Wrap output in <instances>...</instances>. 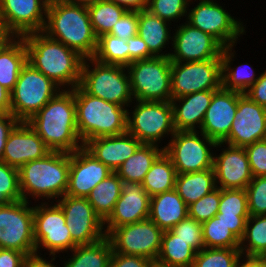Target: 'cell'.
Instances as JSON below:
<instances>
[{
  "mask_svg": "<svg viewBox=\"0 0 266 267\" xmlns=\"http://www.w3.org/2000/svg\"><path fill=\"white\" fill-rule=\"evenodd\" d=\"M27 123L51 151L72 153L83 147L77 124L74 89H62Z\"/></svg>",
  "mask_w": 266,
  "mask_h": 267,
  "instance_id": "6da1fadb",
  "label": "cell"
},
{
  "mask_svg": "<svg viewBox=\"0 0 266 267\" xmlns=\"http://www.w3.org/2000/svg\"><path fill=\"white\" fill-rule=\"evenodd\" d=\"M23 38L27 62L35 69L62 89H74L80 84L84 58L76 51L43 32L28 33Z\"/></svg>",
  "mask_w": 266,
  "mask_h": 267,
  "instance_id": "7a4b0ae2",
  "label": "cell"
},
{
  "mask_svg": "<svg viewBox=\"0 0 266 267\" xmlns=\"http://www.w3.org/2000/svg\"><path fill=\"white\" fill-rule=\"evenodd\" d=\"M43 33L62 42L84 59L95 55L98 38L92 29L86 6L70 4L64 0L49 2Z\"/></svg>",
  "mask_w": 266,
  "mask_h": 267,
  "instance_id": "3957f363",
  "label": "cell"
},
{
  "mask_svg": "<svg viewBox=\"0 0 266 267\" xmlns=\"http://www.w3.org/2000/svg\"><path fill=\"white\" fill-rule=\"evenodd\" d=\"M69 168L70 153L60 151H51L44 158L24 164L18 169L22 199L28 202L33 197L49 202L63 197L68 187Z\"/></svg>",
  "mask_w": 266,
  "mask_h": 267,
  "instance_id": "277c9868",
  "label": "cell"
},
{
  "mask_svg": "<svg viewBox=\"0 0 266 267\" xmlns=\"http://www.w3.org/2000/svg\"><path fill=\"white\" fill-rule=\"evenodd\" d=\"M74 101L78 134L83 144L97 137L127 132V107L90 95L80 85L74 88Z\"/></svg>",
  "mask_w": 266,
  "mask_h": 267,
  "instance_id": "5b68a950",
  "label": "cell"
},
{
  "mask_svg": "<svg viewBox=\"0 0 266 267\" xmlns=\"http://www.w3.org/2000/svg\"><path fill=\"white\" fill-rule=\"evenodd\" d=\"M79 85L88 94L119 106L130 107L134 102L126 66L103 64L94 58H86Z\"/></svg>",
  "mask_w": 266,
  "mask_h": 267,
  "instance_id": "8992f818",
  "label": "cell"
},
{
  "mask_svg": "<svg viewBox=\"0 0 266 267\" xmlns=\"http://www.w3.org/2000/svg\"><path fill=\"white\" fill-rule=\"evenodd\" d=\"M61 90L51 79L27 62L10 92V113L20 122H27Z\"/></svg>",
  "mask_w": 266,
  "mask_h": 267,
  "instance_id": "52a82bcc",
  "label": "cell"
},
{
  "mask_svg": "<svg viewBox=\"0 0 266 267\" xmlns=\"http://www.w3.org/2000/svg\"><path fill=\"white\" fill-rule=\"evenodd\" d=\"M200 133V135H199ZM164 145V153L171 159L177 174L200 172L213 168L212 148L225 147L216 143L202 132L176 131Z\"/></svg>",
  "mask_w": 266,
  "mask_h": 267,
  "instance_id": "ba28073f",
  "label": "cell"
},
{
  "mask_svg": "<svg viewBox=\"0 0 266 267\" xmlns=\"http://www.w3.org/2000/svg\"><path fill=\"white\" fill-rule=\"evenodd\" d=\"M135 101L133 110L127 108V132L142 144L155 145L166 134L169 137L175 134L171 101Z\"/></svg>",
  "mask_w": 266,
  "mask_h": 267,
  "instance_id": "9c48e42d",
  "label": "cell"
},
{
  "mask_svg": "<svg viewBox=\"0 0 266 267\" xmlns=\"http://www.w3.org/2000/svg\"><path fill=\"white\" fill-rule=\"evenodd\" d=\"M171 64L169 57H151L128 65L134 101H171Z\"/></svg>",
  "mask_w": 266,
  "mask_h": 267,
  "instance_id": "30bf717a",
  "label": "cell"
},
{
  "mask_svg": "<svg viewBox=\"0 0 266 267\" xmlns=\"http://www.w3.org/2000/svg\"><path fill=\"white\" fill-rule=\"evenodd\" d=\"M35 254L40 248L46 249L50 256L73 250L77 244L72 240L61 207L48 202L33 206ZM63 251V252H62Z\"/></svg>",
  "mask_w": 266,
  "mask_h": 267,
  "instance_id": "8fae6325",
  "label": "cell"
},
{
  "mask_svg": "<svg viewBox=\"0 0 266 267\" xmlns=\"http://www.w3.org/2000/svg\"><path fill=\"white\" fill-rule=\"evenodd\" d=\"M20 200L0 205V248L35 254L33 205Z\"/></svg>",
  "mask_w": 266,
  "mask_h": 267,
  "instance_id": "7c38bea8",
  "label": "cell"
},
{
  "mask_svg": "<svg viewBox=\"0 0 266 267\" xmlns=\"http://www.w3.org/2000/svg\"><path fill=\"white\" fill-rule=\"evenodd\" d=\"M192 7L188 9L186 21L214 37L224 48L236 46L239 37L246 33L244 23L231 16L216 0H199Z\"/></svg>",
  "mask_w": 266,
  "mask_h": 267,
  "instance_id": "4fadbf2b",
  "label": "cell"
},
{
  "mask_svg": "<svg viewBox=\"0 0 266 267\" xmlns=\"http://www.w3.org/2000/svg\"><path fill=\"white\" fill-rule=\"evenodd\" d=\"M221 87V59L171 64L172 99L205 90H218Z\"/></svg>",
  "mask_w": 266,
  "mask_h": 267,
  "instance_id": "5bb4252c",
  "label": "cell"
},
{
  "mask_svg": "<svg viewBox=\"0 0 266 267\" xmlns=\"http://www.w3.org/2000/svg\"><path fill=\"white\" fill-rule=\"evenodd\" d=\"M163 230L151 219L114 228L107 237L113 252L125 255L157 259L162 242Z\"/></svg>",
  "mask_w": 266,
  "mask_h": 267,
  "instance_id": "9a60e30c",
  "label": "cell"
},
{
  "mask_svg": "<svg viewBox=\"0 0 266 267\" xmlns=\"http://www.w3.org/2000/svg\"><path fill=\"white\" fill-rule=\"evenodd\" d=\"M55 202L61 207L71 238L77 245L92 244L106 236L104 221L86 197L64 195Z\"/></svg>",
  "mask_w": 266,
  "mask_h": 267,
  "instance_id": "2e32d148",
  "label": "cell"
},
{
  "mask_svg": "<svg viewBox=\"0 0 266 267\" xmlns=\"http://www.w3.org/2000/svg\"><path fill=\"white\" fill-rule=\"evenodd\" d=\"M172 37L171 62H196L221 59L223 46L211 35L187 21L179 24Z\"/></svg>",
  "mask_w": 266,
  "mask_h": 267,
  "instance_id": "e0dca14e",
  "label": "cell"
},
{
  "mask_svg": "<svg viewBox=\"0 0 266 267\" xmlns=\"http://www.w3.org/2000/svg\"><path fill=\"white\" fill-rule=\"evenodd\" d=\"M48 2L46 0H0V21L14 37L43 32Z\"/></svg>",
  "mask_w": 266,
  "mask_h": 267,
  "instance_id": "ac0fdd59",
  "label": "cell"
},
{
  "mask_svg": "<svg viewBox=\"0 0 266 267\" xmlns=\"http://www.w3.org/2000/svg\"><path fill=\"white\" fill-rule=\"evenodd\" d=\"M234 118L224 144L244 148L266 139V108L253 102L246 94L238 99Z\"/></svg>",
  "mask_w": 266,
  "mask_h": 267,
  "instance_id": "d6986e66",
  "label": "cell"
},
{
  "mask_svg": "<svg viewBox=\"0 0 266 267\" xmlns=\"http://www.w3.org/2000/svg\"><path fill=\"white\" fill-rule=\"evenodd\" d=\"M113 171L84 146L70 153L68 187L65 195L87 197L95 186Z\"/></svg>",
  "mask_w": 266,
  "mask_h": 267,
  "instance_id": "ffe728a7",
  "label": "cell"
},
{
  "mask_svg": "<svg viewBox=\"0 0 266 267\" xmlns=\"http://www.w3.org/2000/svg\"><path fill=\"white\" fill-rule=\"evenodd\" d=\"M150 196L140 182L123 181L121 195L113 212L104 221L106 236L116 227L136 223L149 217Z\"/></svg>",
  "mask_w": 266,
  "mask_h": 267,
  "instance_id": "44dd1931",
  "label": "cell"
},
{
  "mask_svg": "<svg viewBox=\"0 0 266 267\" xmlns=\"http://www.w3.org/2000/svg\"><path fill=\"white\" fill-rule=\"evenodd\" d=\"M242 93L226 90L223 87L213 93L199 132L216 143L223 142L230 133L237 112L238 99Z\"/></svg>",
  "mask_w": 266,
  "mask_h": 267,
  "instance_id": "7402d4cb",
  "label": "cell"
},
{
  "mask_svg": "<svg viewBox=\"0 0 266 267\" xmlns=\"http://www.w3.org/2000/svg\"><path fill=\"white\" fill-rule=\"evenodd\" d=\"M50 152L27 122H19L8 135L1 161L19 169L29 161L44 158Z\"/></svg>",
  "mask_w": 266,
  "mask_h": 267,
  "instance_id": "603a6c76",
  "label": "cell"
},
{
  "mask_svg": "<svg viewBox=\"0 0 266 267\" xmlns=\"http://www.w3.org/2000/svg\"><path fill=\"white\" fill-rule=\"evenodd\" d=\"M219 155L214 154L216 186L221 189H246L253 179L243 147L226 144Z\"/></svg>",
  "mask_w": 266,
  "mask_h": 267,
  "instance_id": "cb8c5ba5",
  "label": "cell"
},
{
  "mask_svg": "<svg viewBox=\"0 0 266 267\" xmlns=\"http://www.w3.org/2000/svg\"><path fill=\"white\" fill-rule=\"evenodd\" d=\"M142 143L129 132L88 140L84 147L113 172L132 156Z\"/></svg>",
  "mask_w": 266,
  "mask_h": 267,
  "instance_id": "d4e9b609",
  "label": "cell"
},
{
  "mask_svg": "<svg viewBox=\"0 0 266 267\" xmlns=\"http://www.w3.org/2000/svg\"><path fill=\"white\" fill-rule=\"evenodd\" d=\"M215 91L205 90L171 99L175 130L197 131L196 128L201 129L204 115Z\"/></svg>",
  "mask_w": 266,
  "mask_h": 267,
  "instance_id": "484cf974",
  "label": "cell"
},
{
  "mask_svg": "<svg viewBox=\"0 0 266 267\" xmlns=\"http://www.w3.org/2000/svg\"><path fill=\"white\" fill-rule=\"evenodd\" d=\"M188 217V206L175 189L150 197L149 219L163 231Z\"/></svg>",
  "mask_w": 266,
  "mask_h": 267,
  "instance_id": "4316f807",
  "label": "cell"
},
{
  "mask_svg": "<svg viewBox=\"0 0 266 267\" xmlns=\"http://www.w3.org/2000/svg\"><path fill=\"white\" fill-rule=\"evenodd\" d=\"M171 23L153 15L147 9L138 11V33L147 44L149 52L154 57H169L170 52L163 49L169 43H172L171 31L169 30ZM171 41V42H170Z\"/></svg>",
  "mask_w": 266,
  "mask_h": 267,
  "instance_id": "83f0119b",
  "label": "cell"
},
{
  "mask_svg": "<svg viewBox=\"0 0 266 267\" xmlns=\"http://www.w3.org/2000/svg\"><path fill=\"white\" fill-rule=\"evenodd\" d=\"M26 63L27 49L24 38L13 37L0 51V84L11 92Z\"/></svg>",
  "mask_w": 266,
  "mask_h": 267,
  "instance_id": "f1b7e54d",
  "label": "cell"
},
{
  "mask_svg": "<svg viewBox=\"0 0 266 267\" xmlns=\"http://www.w3.org/2000/svg\"><path fill=\"white\" fill-rule=\"evenodd\" d=\"M216 188L214 168L176 175L175 190L187 206Z\"/></svg>",
  "mask_w": 266,
  "mask_h": 267,
  "instance_id": "f546056e",
  "label": "cell"
},
{
  "mask_svg": "<svg viewBox=\"0 0 266 267\" xmlns=\"http://www.w3.org/2000/svg\"><path fill=\"white\" fill-rule=\"evenodd\" d=\"M233 49L234 46H228L223 48L221 53L222 87L226 90L245 94L259 78V75H256L254 69L248 63L240 64L236 68L231 67L236 54Z\"/></svg>",
  "mask_w": 266,
  "mask_h": 267,
  "instance_id": "4dcf8cb0",
  "label": "cell"
},
{
  "mask_svg": "<svg viewBox=\"0 0 266 267\" xmlns=\"http://www.w3.org/2000/svg\"><path fill=\"white\" fill-rule=\"evenodd\" d=\"M159 147L155 144H142L115 173L122 181L142 183L152 164L164 152V148Z\"/></svg>",
  "mask_w": 266,
  "mask_h": 267,
  "instance_id": "1f68e13d",
  "label": "cell"
},
{
  "mask_svg": "<svg viewBox=\"0 0 266 267\" xmlns=\"http://www.w3.org/2000/svg\"><path fill=\"white\" fill-rule=\"evenodd\" d=\"M72 256L67 258L63 267H109L113 248L107 236L85 245H77L71 250Z\"/></svg>",
  "mask_w": 266,
  "mask_h": 267,
  "instance_id": "d6a6232c",
  "label": "cell"
},
{
  "mask_svg": "<svg viewBox=\"0 0 266 267\" xmlns=\"http://www.w3.org/2000/svg\"><path fill=\"white\" fill-rule=\"evenodd\" d=\"M122 180L113 172L99 182L86 197L95 213L105 221L113 212L115 203L121 195Z\"/></svg>",
  "mask_w": 266,
  "mask_h": 267,
  "instance_id": "836d02e7",
  "label": "cell"
},
{
  "mask_svg": "<svg viewBox=\"0 0 266 267\" xmlns=\"http://www.w3.org/2000/svg\"><path fill=\"white\" fill-rule=\"evenodd\" d=\"M176 170L171 159L163 152L146 173L142 184L150 197L175 189Z\"/></svg>",
  "mask_w": 266,
  "mask_h": 267,
  "instance_id": "e575fe53",
  "label": "cell"
},
{
  "mask_svg": "<svg viewBox=\"0 0 266 267\" xmlns=\"http://www.w3.org/2000/svg\"><path fill=\"white\" fill-rule=\"evenodd\" d=\"M196 254L191 245L179 239L171 230L163 232L158 260L176 267H192Z\"/></svg>",
  "mask_w": 266,
  "mask_h": 267,
  "instance_id": "d590c367",
  "label": "cell"
},
{
  "mask_svg": "<svg viewBox=\"0 0 266 267\" xmlns=\"http://www.w3.org/2000/svg\"><path fill=\"white\" fill-rule=\"evenodd\" d=\"M87 8L92 29L97 38L109 33L118 20L127 12L124 7L107 0H98Z\"/></svg>",
  "mask_w": 266,
  "mask_h": 267,
  "instance_id": "8d00e7d4",
  "label": "cell"
},
{
  "mask_svg": "<svg viewBox=\"0 0 266 267\" xmlns=\"http://www.w3.org/2000/svg\"><path fill=\"white\" fill-rule=\"evenodd\" d=\"M239 249L247 256L266 254V215L249 216Z\"/></svg>",
  "mask_w": 266,
  "mask_h": 267,
  "instance_id": "74e56055",
  "label": "cell"
},
{
  "mask_svg": "<svg viewBox=\"0 0 266 267\" xmlns=\"http://www.w3.org/2000/svg\"><path fill=\"white\" fill-rule=\"evenodd\" d=\"M93 58L103 64L129 65V46L125 39L109 33L97 40V49Z\"/></svg>",
  "mask_w": 266,
  "mask_h": 267,
  "instance_id": "f35d334b",
  "label": "cell"
},
{
  "mask_svg": "<svg viewBox=\"0 0 266 267\" xmlns=\"http://www.w3.org/2000/svg\"><path fill=\"white\" fill-rule=\"evenodd\" d=\"M205 248H239L240 240L216 216L202 223Z\"/></svg>",
  "mask_w": 266,
  "mask_h": 267,
  "instance_id": "ab89813d",
  "label": "cell"
},
{
  "mask_svg": "<svg viewBox=\"0 0 266 267\" xmlns=\"http://www.w3.org/2000/svg\"><path fill=\"white\" fill-rule=\"evenodd\" d=\"M239 248H204L197 252L192 267H235Z\"/></svg>",
  "mask_w": 266,
  "mask_h": 267,
  "instance_id": "60d3db41",
  "label": "cell"
},
{
  "mask_svg": "<svg viewBox=\"0 0 266 267\" xmlns=\"http://www.w3.org/2000/svg\"><path fill=\"white\" fill-rule=\"evenodd\" d=\"M195 1L197 0H148L147 10L170 23L176 20L178 22L179 19L187 18L189 3L193 5Z\"/></svg>",
  "mask_w": 266,
  "mask_h": 267,
  "instance_id": "b9f144b4",
  "label": "cell"
},
{
  "mask_svg": "<svg viewBox=\"0 0 266 267\" xmlns=\"http://www.w3.org/2000/svg\"><path fill=\"white\" fill-rule=\"evenodd\" d=\"M22 200L18 168L0 160V205Z\"/></svg>",
  "mask_w": 266,
  "mask_h": 267,
  "instance_id": "7bdbcfd3",
  "label": "cell"
},
{
  "mask_svg": "<svg viewBox=\"0 0 266 267\" xmlns=\"http://www.w3.org/2000/svg\"><path fill=\"white\" fill-rule=\"evenodd\" d=\"M218 213L223 215H249L245 189H221Z\"/></svg>",
  "mask_w": 266,
  "mask_h": 267,
  "instance_id": "ee69618b",
  "label": "cell"
},
{
  "mask_svg": "<svg viewBox=\"0 0 266 267\" xmlns=\"http://www.w3.org/2000/svg\"><path fill=\"white\" fill-rule=\"evenodd\" d=\"M220 188H216L188 206V217L204 223L218 213Z\"/></svg>",
  "mask_w": 266,
  "mask_h": 267,
  "instance_id": "f6af8a7d",
  "label": "cell"
},
{
  "mask_svg": "<svg viewBox=\"0 0 266 267\" xmlns=\"http://www.w3.org/2000/svg\"><path fill=\"white\" fill-rule=\"evenodd\" d=\"M245 190L249 215H266V176L253 177Z\"/></svg>",
  "mask_w": 266,
  "mask_h": 267,
  "instance_id": "bcb514c9",
  "label": "cell"
},
{
  "mask_svg": "<svg viewBox=\"0 0 266 267\" xmlns=\"http://www.w3.org/2000/svg\"><path fill=\"white\" fill-rule=\"evenodd\" d=\"M179 239L187 242L197 252L204 249L202 223L187 217L170 229Z\"/></svg>",
  "mask_w": 266,
  "mask_h": 267,
  "instance_id": "7dc6e473",
  "label": "cell"
},
{
  "mask_svg": "<svg viewBox=\"0 0 266 267\" xmlns=\"http://www.w3.org/2000/svg\"><path fill=\"white\" fill-rule=\"evenodd\" d=\"M253 177L266 176V139L244 147Z\"/></svg>",
  "mask_w": 266,
  "mask_h": 267,
  "instance_id": "c3c4849f",
  "label": "cell"
},
{
  "mask_svg": "<svg viewBox=\"0 0 266 267\" xmlns=\"http://www.w3.org/2000/svg\"><path fill=\"white\" fill-rule=\"evenodd\" d=\"M138 33V11H127L126 14L118 20L109 34L118 38L127 40Z\"/></svg>",
  "mask_w": 266,
  "mask_h": 267,
  "instance_id": "681fc988",
  "label": "cell"
},
{
  "mask_svg": "<svg viewBox=\"0 0 266 267\" xmlns=\"http://www.w3.org/2000/svg\"><path fill=\"white\" fill-rule=\"evenodd\" d=\"M126 42L129 46V65L134 61L154 57L149 52L147 44L140 36L135 35L130 37L126 40Z\"/></svg>",
  "mask_w": 266,
  "mask_h": 267,
  "instance_id": "f907efd6",
  "label": "cell"
},
{
  "mask_svg": "<svg viewBox=\"0 0 266 267\" xmlns=\"http://www.w3.org/2000/svg\"><path fill=\"white\" fill-rule=\"evenodd\" d=\"M149 258L113 252L109 267H148Z\"/></svg>",
  "mask_w": 266,
  "mask_h": 267,
  "instance_id": "816d5d0a",
  "label": "cell"
},
{
  "mask_svg": "<svg viewBox=\"0 0 266 267\" xmlns=\"http://www.w3.org/2000/svg\"><path fill=\"white\" fill-rule=\"evenodd\" d=\"M215 216L220 219L239 240L242 239L246 222L250 215H223V213H217Z\"/></svg>",
  "mask_w": 266,
  "mask_h": 267,
  "instance_id": "f5cc1de1",
  "label": "cell"
},
{
  "mask_svg": "<svg viewBox=\"0 0 266 267\" xmlns=\"http://www.w3.org/2000/svg\"><path fill=\"white\" fill-rule=\"evenodd\" d=\"M253 102L266 108V70L245 93Z\"/></svg>",
  "mask_w": 266,
  "mask_h": 267,
  "instance_id": "db71d44e",
  "label": "cell"
},
{
  "mask_svg": "<svg viewBox=\"0 0 266 267\" xmlns=\"http://www.w3.org/2000/svg\"><path fill=\"white\" fill-rule=\"evenodd\" d=\"M19 122L11 113L0 114V160L3 157L8 135Z\"/></svg>",
  "mask_w": 266,
  "mask_h": 267,
  "instance_id": "11a10c76",
  "label": "cell"
},
{
  "mask_svg": "<svg viewBox=\"0 0 266 267\" xmlns=\"http://www.w3.org/2000/svg\"><path fill=\"white\" fill-rule=\"evenodd\" d=\"M27 257L25 253L0 248V267H24Z\"/></svg>",
  "mask_w": 266,
  "mask_h": 267,
  "instance_id": "9f6ffc18",
  "label": "cell"
},
{
  "mask_svg": "<svg viewBox=\"0 0 266 267\" xmlns=\"http://www.w3.org/2000/svg\"><path fill=\"white\" fill-rule=\"evenodd\" d=\"M118 6L124 7L127 11H142L147 9L148 0H107Z\"/></svg>",
  "mask_w": 266,
  "mask_h": 267,
  "instance_id": "6f0895ef",
  "label": "cell"
},
{
  "mask_svg": "<svg viewBox=\"0 0 266 267\" xmlns=\"http://www.w3.org/2000/svg\"><path fill=\"white\" fill-rule=\"evenodd\" d=\"M235 267H266V260L263 256L241 255Z\"/></svg>",
  "mask_w": 266,
  "mask_h": 267,
  "instance_id": "680465c9",
  "label": "cell"
},
{
  "mask_svg": "<svg viewBox=\"0 0 266 267\" xmlns=\"http://www.w3.org/2000/svg\"><path fill=\"white\" fill-rule=\"evenodd\" d=\"M51 257H52L51 260L47 261V259L41 257V255L38 254L29 255L26 258L24 267H57V265H55L54 263L55 258H57V256H51Z\"/></svg>",
  "mask_w": 266,
  "mask_h": 267,
  "instance_id": "91938a15",
  "label": "cell"
},
{
  "mask_svg": "<svg viewBox=\"0 0 266 267\" xmlns=\"http://www.w3.org/2000/svg\"><path fill=\"white\" fill-rule=\"evenodd\" d=\"M11 111V94L8 89L0 84V114H8Z\"/></svg>",
  "mask_w": 266,
  "mask_h": 267,
  "instance_id": "94428289",
  "label": "cell"
},
{
  "mask_svg": "<svg viewBox=\"0 0 266 267\" xmlns=\"http://www.w3.org/2000/svg\"><path fill=\"white\" fill-rule=\"evenodd\" d=\"M14 36L3 27H0V51Z\"/></svg>",
  "mask_w": 266,
  "mask_h": 267,
  "instance_id": "6125c7cd",
  "label": "cell"
},
{
  "mask_svg": "<svg viewBox=\"0 0 266 267\" xmlns=\"http://www.w3.org/2000/svg\"><path fill=\"white\" fill-rule=\"evenodd\" d=\"M64 1H66L67 3H70V4H76V5L88 7L98 0H64Z\"/></svg>",
  "mask_w": 266,
  "mask_h": 267,
  "instance_id": "be15d7a7",
  "label": "cell"
},
{
  "mask_svg": "<svg viewBox=\"0 0 266 267\" xmlns=\"http://www.w3.org/2000/svg\"><path fill=\"white\" fill-rule=\"evenodd\" d=\"M148 267H176V266L161 262L158 259H151L149 261Z\"/></svg>",
  "mask_w": 266,
  "mask_h": 267,
  "instance_id": "e7e4bbea",
  "label": "cell"
},
{
  "mask_svg": "<svg viewBox=\"0 0 266 267\" xmlns=\"http://www.w3.org/2000/svg\"><path fill=\"white\" fill-rule=\"evenodd\" d=\"M48 3L51 2V1H57V0H46Z\"/></svg>",
  "mask_w": 266,
  "mask_h": 267,
  "instance_id": "03108f58",
  "label": "cell"
}]
</instances>
